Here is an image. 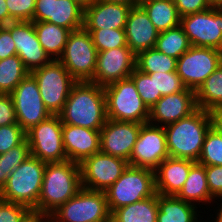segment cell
Here are the masks:
<instances>
[{
  "label": "cell",
  "mask_w": 222,
  "mask_h": 222,
  "mask_svg": "<svg viewBox=\"0 0 222 222\" xmlns=\"http://www.w3.org/2000/svg\"><path fill=\"white\" fill-rule=\"evenodd\" d=\"M103 88L108 119L140 124L148 123L150 109L142 101L136 85L130 77Z\"/></svg>",
  "instance_id": "cell-6"
},
{
  "label": "cell",
  "mask_w": 222,
  "mask_h": 222,
  "mask_svg": "<svg viewBox=\"0 0 222 222\" xmlns=\"http://www.w3.org/2000/svg\"><path fill=\"white\" fill-rule=\"evenodd\" d=\"M159 32L180 25L181 16L173 0H151L140 5Z\"/></svg>",
  "instance_id": "cell-29"
},
{
  "label": "cell",
  "mask_w": 222,
  "mask_h": 222,
  "mask_svg": "<svg viewBox=\"0 0 222 222\" xmlns=\"http://www.w3.org/2000/svg\"><path fill=\"white\" fill-rule=\"evenodd\" d=\"M46 217V214L31 209L20 222H42Z\"/></svg>",
  "instance_id": "cell-47"
},
{
  "label": "cell",
  "mask_w": 222,
  "mask_h": 222,
  "mask_svg": "<svg viewBox=\"0 0 222 222\" xmlns=\"http://www.w3.org/2000/svg\"><path fill=\"white\" fill-rule=\"evenodd\" d=\"M105 1L113 2V3H120V4L130 5V6L137 5V0H105Z\"/></svg>",
  "instance_id": "cell-50"
},
{
  "label": "cell",
  "mask_w": 222,
  "mask_h": 222,
  "mask_svg": "<svg viewBox=\"0 0 222 222\" xmlns=\"http://www.w3.org/2000/svg\"><path fill=\"white\" fill-rule=\"evenodd\" d=\"M177 197L195 206H197V202L199 204L202 202L204 205L212 202L214 197L211 195L208 187L204 165L196 162L190 168L188 177Z\"/></svg>",
  "instance_id": "cell-26"
},
{
  "label": "cell",
  "mask_w": 222,
  "mask_h": 222,
  "mask_svg": "<svg viewBox=\"0 0 222 222\" xmlns=\"http://www.w3.org/2000/svg\"><path fill=\"white\" fill-rule=\"evenodd\" d=\"M132 6L96 0L84 10L85 29H124Z\"/></svg>",
  "instance_id": "cell-23"
},
{
  "label": "cell",
  "mask_w": 222,
  "mask_h": 222,
  "mask_svg": "<svg viewBox=\"0 0 222 222\" xmlns=\"http://www.w3.org/2000/svg\"><path fill=\"white\" fill-rule=\"evenodd\" d=\"M210 111L198 108L188 117L164 127L169 157L198 161L208 130Z\"/></svg>",
  "instance_id": "cell-3"
},
{
  "label": "cell",
  "mask_w": 222,
  "mask_h": 222,
  "mask_svg": "<svg viewBox=\"0 0 222 222\" xmlns=\"http://www.w3.org/2000/svg\"><path fill=\"white\" fill-rule=\"evenodd\" d=\"M77 3L82 9L90 7L96 0H73Z\"/></svg>",
  "instance_id": "cell-49"
},
{
  "label": "cell",
  "mask_w": 222,
  "mask_h": 222,
  "mask_svg": "<svg viewBox=\"0 0 222 222\" xmlns=\"http://www.w3.org/2000/svg\"><path fill=\"white\" fill-rule=\"evenodd\" d=\"M191 44L183 28L179 25L159 33L154 48L159 52L178 59L185 53Z\"/></svg>",
  "instance_id": "cell-33"
},
{
  "label": "cell",
  "mask_w": 222,
  "mask_h": 222,
  "mask_svg": "<svg viewBox=\"0 0 222 222\" xmlns=\"http://www.w3.org/2000/svg\"><path fill=\"white\" fill-rule=\"evenodd\" d=\"M10 96L17 123L25 132L52 115L45 107L38 83L31 73L16 86Z\"/></svg>",
  "instance_id": "cell-12"
},
{
  "label": "cell",
  "mask_w": 222,
  "mask_h": 222,
  "mask_svg": "<svg viewBox=\"0 0 222 222\" xmlns=\"http://www.w3.org/2000/svg\"><path fill=\"white\" fill-rule=\"evenodd\" d=\"M58 115L63 124L101 130L108 120L104 88L90 81L76 82Z\"/></svg>",
  "instance_id": "cell-1"
},
{
  "label": "cell",
  "mask_w": 222,
  "mask_h": 222,
  "mask_svg": "<svg viewBox=\"0 0 222 222\" xmlns=\"http://www.w3.org/2000/svg\"><path fill=\"white\" fill-rule=\"evenodd\" d=\"M197 107L206 111L222 105V65L195 91Z\"/></svg>",
  "instance_id": "cell-30"
},
{
  "label": "cell",
  "mask_w": 222,
  "mask_h": 222,
  "mask_svg": "<svg viewBox=\"0 0 222 222\" xmlns=\"http://www.w3.org/2000/svg\"><path fill=\"white\" fill-rule=\"evenodd\" d=\"M143 124L108 119L100 130V151L129 163Z\"/></svg>",
  "instance_id": "cell-18"
},
{
  "label": "cell",
  "mask_w": 222,
  "mask_h": 222,
  "mask_svg": "<svg viewBox=\"0 0 222 222\" xmlns=\"http://www.w3.org/2000/svg\"><path fill=\"white\" fill-rule=\"evenodd\" d=\"M197 109L196 95L192 89L164 95L150 109L148 123L165 127L182 118L188 117Z\"/></svg>",
  "instance_id": "cell-20"
},
{
  "label": "cell",
  "mask_w": 222,
  "mask_h": 222,
  "mask_svg": "<svg viewBox=\"0 0 222 222\" xmlns=\"http://www.w3.org/2000/svg\"><path fill=\"white\" fill-rule=\"evenodd\" d=\"M148 75L150 77H155V104L164 95L175 94L188 89L177 72H156Z\"/></svg>",
  "instance_id": "cell-37"
},
{
  "label": "cell",
  "mask_w": 222,
  "mask_h": 222,
  "mask_svg": "<svg viewBox=\"0 0 222 222\" xmlns=\"http://www.w3.org/2000/svg\"><path fill=\"white\" fill-rule=\"evenodd\" d=\"M42 222H54L49 216H47Z\"/></svg>",
  "instance_id": "cell-54"
},
{
  "label": "cell",
  "mask_w": 222,
  "mask_h": 222,
  "mask_svg": "<svg viewBox=\"0 0 222 222\" xmlns=\"http://www.w3.org/2000/svg\"><path fill=\"white\" fill-rule=\"evenodd\" d=\"M62 125L59 115H51L27 131L30 155L45 163L66 161Z\"/></svg>",
  "instance_id": "cell-10"
},
{
  "label": "cell",
  "mask_w": 222,
  "mask_h": 222,
  "mask_svg": "<svg viewBox=\"0 0 222 222\" xmlns=\"http://www.w3.org/2000/svg\"><path fill=\"white\" fill-rule=\"evenodd\" d=\"M197 163L204 166H222V134L213 127L206 134Z\"/></svg>",
  "instance_id": "cell-35"
},
{
  "label": "cell",
  "mask_w": 222,
  "mask_h": 222,
  "mask_svg": "<svg viewBox=\"0 0 222 222\" xmlns=\"http://www.w3.org/2000/svg\"><path fill=\"white\" fill-rule=\"evenodd\" d=\"M97 52L107 51L119 47H128L124 29H86Z\"/></svg>",
  "instance_id": "cell-36"
},
{
  "label": "cell",
  "mask_w": 222,
  "mask_h": 222,
  "mask_svg": "<svg viewBox=\"0 0 222 222\" xmlns=\"http://www.w3.org/2000/svg\"><path fill=\"white\" fill-rule=\"evenodd\" d=\"M110 213L132 203L152 197L155 193V171L128 165L122 175L104 191Z\"/></svg>",
  "instance_id": "cell-5"
},
{
  "label": "cell",
  "mask_w": 222,
  "mask_h": 222,
  "mask_svg": "<svg viewBox=\"0 0 222 222\" xmlns=\"http://www.w3.org/2000/svg\"><path fill=\"white\" fill-rule=\"evenodd\" d=\"M180 26L191 46L222 51V8L211 7L203 12L182 16Z\"/></svg>",
  "instance_id": "cell-13"
},
{
  "label": "cell",
  "mask_w": 222,
  "mask_h": 222,
  "mask_svg": "<svg viewBox=\"0 0 222 222\" xmlns=\"http://www.w3.org/2000/svg\"><path fill=\"white\" fill-rule=\"evenodd\" d=\"M135 68L136 55L129 47L98 52L94 77L90 82L105 87L129 78Z\"/></svg>",
  "instance_id": "cell-16"
},
{
  "label": "cell",
  "mask_w": 222,
  "mask_h": 222,
  "mask_svg": "<svg viewBox=\"0 0 222 222\" xmlns=\"http://www.w3.org/2000/svg\"><path fill=\"white\" fill-rule=\"evenodd\" d=\"M128 161L101 151L85 158L80 163L82 188L105 191L122 175Z\"/></svg>",
  "instance_id": "cell-14"
},
{
  "label": "cell",
  "mask_w": 222,
  "mask_h": 222,
  "mask_svg": "<svg viewBox=\"0 0 222 222\" xmlns=\"http://www.w3.org/2000/svg\"><path fill=\"white\" fill-rule=\"evenodd\" d=\"M97 53L90 33L83 27L70 32L58 61L77 82L91 81L96 69Z\"/></svg>",
  "instance_id": "cell-8"
},
{
  "label": "cell",
  "mask_w": 222,
  "mask_h": 222,
  "mask_svg": "<svg viewBox=\"0 0 222 222\" xmlns=\"http://www.w3.org/2000/svg\"><path fill=\"white\" fill-rule=\"evenodd\" d=\"M33 22H50L70 31L83 28L84 9L73 0H36Z\"/></svg>",
  "instance_id": "cell-19"
},
{
  "label": "cell",
  "mask_w": 222,
  "mask_h": 222,
  "mask_svg": "<svg viewBox=\"0 0 222 222\" xmlns=\"http://www.w3.org/2000/svg\"><path fill=\"white\" fill-rule=\"evenodd\" d=\"M38 83L45 107L52 115H58L67 101L73 85L77 82L58 60L31 72Z\"/></svg>",
  "instance_id": "cell-9"
},
{
  "label": "cell",
  "mask_w": 222,
  "mask_h": 222,
  "mask_svg": "<svg viewBox=\"0 0 222 222\" xmlns=\"http://www.w3.org/2000/svg\"><path fill=\"white\" fill-rule=\"evenodd\" d=\"M221 65V50L191 46L177 59L176 72L188 89L196 91Z\"/></svg>",
  "instance_id": "cell-11"
},
{
  "label": "cell",
  "mask_w": 222,
  "mask_h": 222,
  "mask_svg": "<svg viewBox=\"0 0 222 222\" xmlns=\"http://www.w3.org/2000/svg\"><path fill=\"white\" fill-rule=\"evenodd\" d=\"M9 24V11L5 0H0V26Z\"/></svg>",
  "instance_id": "cell-48"
},
{
  "label": "cell",
  "mask_w": 222,
  "mask_h": 222,
  "mask_svg": "<svg viewBox=\"0 0 222 222\" xmlns=\"http://www.w3.org/2000/svg\"><path fill=\"white\" fill-rule=\"evenodd\" d=\"M26 139V132L18 125L0 126V155L20 145Z\"/></svg>",
  "instance_id": "cell-40"
},
{
  "label": "cell",
  "mask_w": 222,
  "mask_h": 222,
  "mask_svg": "<svg viewBox=\"0 0 222 222\" xmlns=\"http://www.w3.org/2000/svg\"><path fill=\"white\" fill-rule=\"evenodd\" d=\"M62 139L67 160L81 163L100 151V130L62 125Z\"/></svg>",
  "instance_id": "cell-21"
},
{
  "label": "cell",
  "mask_w": 222,
  "mask_h": 222,
  "mask_svg": "<svg viewBox=\"0 0 222 222\" xmlns=\"http://www.w3.org/2000/svg\"><path fill=\"white\" fill-rule=\"evenodd\" d=\"M205 172L210 193L217 200L222 197V166H205Z\"/></svg>",
  "instance_id": "cell-42"
},
{
  "label": "cell",
  "mask_w": 222,
  "mask_h": 222,
  "mask_svg": "<svg viewBox=\"0 0 222 222\" xmlns=\"http://www.w3.org/2000/svg\"><path fill=\"white\" fill-rule=\"evenodd\" d=\"M39 43L52 60H58L67 43L70 30L50 22H33Z\"/></svg>",
  "instance_id": "cell-27"
},
{
  "label": "cell",
  "mask_w": 222,
  "mask_h": 222,
  "mask_svg": "<svg viewBox=\"0 0 222 222\" xmlns=\"http://www.w3.org/2000/svg\"><path fill=\"white\" fill-rule=\"evenodd\" d=\"M29 73L18 55L0 60V94H11Z\"/></svg>",
  "instance_id": "cell-32"
},
{
  "label": "cell",
  "mask_w": 222,
  "mask_h": 222,
  "mask_svg": "<svg viewBox=\"0 0 222 222\" xmlns=\"http://www.w3.org/2000/svg\"><path fill=\"white\" fill-rule=\"evenodd\" d=\"M29 156L30 147L27 139L0 155V191L6 185L10 174Z\"/></svg>",
  "instance_id": "cell-34"
},
{
  "label": "cell",
  "mask_w": 222,
  "mask_h": 222,
  "mask_svg": "<svg viewBox=\"0 0 222 222\" xmlns=\"http://www.w3.org/2000/svg\"><path fill=\"white\" fill-rule=\"evenodd\" d=\"M17 55L14 40L10 31L4 26H0V60Z\"/></svg>",
  "instance_id": "cell-45"
},
{
  "label": "cell",
  "mask_w": 222,
  "mask_h": 222,
  "mask_svg": "<svg viewBox=\"0 0 222 222\" xmlns=\"http://www.w3.org/2000/svg\"><path fill=\"white\" fill-rule=\"evenodd\" d=\"M46 163L30 155L8 177L0 199L34 209L41 194Z\"/></svg>",
  "instance_id": "cell-4"
},
{
  "label": "cell",
  "mask_w": 222,
  "mask_h": 222,
  "mask_svg": "<svg viewBox=\"0 0 222 222\" xmlns=\"http://www.w3.org/2000/svg\"><path fill=\"white\" fill-rule=\"evenodd\" d=\"M177 59L151 48L136 56V68L145 74L176 72Z\"/></svg>",
  "instance_id": "cell-31"
},
{
  "label": "cell",
  "mask_w": 222,
  "mask_h": 222,
  "mask_svg": "<svg viewBox=\"0 0 222 222\" xmlns=\"http://www.w3.org/2000/svg\"><path fill=\"white\" fill-rule=\"evenodd\" d=\"M168 157L164 127L143 124L133 147L129 165L155 170Z\"/></svg>",
  "instance_id": "cell-15"
},
{
  "label": "cell",
  "mask_w": 222,
  "mask_h": 222,
  "mask_svg": "<svg viewBox=\"0 0 222 222\" xmlns=\"http://www.w3.org/2000/svg\"><path fill=\"white\" fill-rule=\"evenodd\" d=\"M209 2L214 8H222V0H209Z\"/></svg>",
  "instance_id": "cell-51"
},
{
  "label": "cell",
  "mask_w": 222,
  "mask_h": 222,
  "mask_svg": "<svg viewBox=\"0 0 222 222\" xmlns=\"http://www.w3.org/2000/svg\"><path fill=\"white\" fill-rule=\"evenodd\" d=\"M148 1H151V0H137V5L140 6L141 4H144Z\"/></svg>",
  "instance_id": "cell-53"
},
{
  "label": "cell",
  "mask_w": 222,
  "mask_h": 222,
  "mask_svg": "<svg viewBox=\"0 0 222 222\" xmlns=\"http://www.w3.org/2000/svg\"><path fill=\"white\" fill-rule=\"evenodd\" d=\"M9 11V23L33 21L36 0H5Z\"/></svg>",
  "instance_id": "cell-39"
},
{
  "label": "cell",
  "mask_w": 222,
  "mask_h": 222,
  "mask_svg": "<svg viewBox=\"0 0 222 222\" xmlns=\"http://www.w3.org/2000/svg\"><path fill=\"white\" fill-rule=\"evenodd\" d=\"M130 78L135 83L142 101L151 109L155 105V77H150L135 68Z\"/></svg>",
  "instance_id": "cell-38"
},
{
  "label": "cell",
  "mask_w": 222,
  "mask_h": 222,
  "mask_svg": "<svg viewBox=\"0 0 222 222\" xmlns=\"http://www.w3.org/2000/svg\"><path fill=\"white\" fill-rule=\"evenodd\" d=\"M196 162L190 159L166 158L155 171L156 193L177 196L182 190L190 168Z\"/></svg>",
  "instance_id": "cell-24"
},
{
  "label": "cell",
  "mask_w": 222,
  "mask_h": 222,
  "mask_svg": "<svg viewBox=\"0 0 222 222\" xmlns=\"http://www.w3.org/2000/svg\"><path fill=\"white\" fill-rule=\"evenodd\" d=\"M18 124L10 94H0V126Z\"/></svg>",
  "instance_id": "cell-44"
},
{
  "label": "cell",
  "mask_w": 222,
  "mask_h": 222,
  "mask_svg": "<svg viewBox=\"0 0 222 222\" xmlns=\"http://www.w3.org/2000/svg\"><path fill=\"white\" fill-rule=\"evenodd\" d=\"M30 210L25 205L0 199V222H20Z\"/></svg>",
  "instance_id": "cell-41"
},
{
  "label": "cell",
  "mask_w": 222,
  "mask_h": 222,
  "mask_svg": "<svg viewBox=\"0 0 222 222\" xmlns=\"http://www.w3.org/2000/svg\"><path fill=\"white\" fill-rule=\"evenodd\" d=\"M179 15L185 16L208 10L212 6L209 0H173Z\"/></svg>",
  "instance_id": "cell-43"
},
{
  "label": "cell",
  "mask_w": 222,
  "mask_h": 222,
  "mask_svg": "<svg viewBox=\"0 0 222 222\" xmlns=\"http://www.w3.org/2000/svg\"><path fill=\"white\" fill-rule=\"evenodd\" d=\"M49 217L54 222H108L111 213L105 192L82 188Z\"/></svg>",
  "instance_id": "cell-7"
},
{
  "label": "cell",
  "mask_w": 222,
  "mask_h": 222,
  "mask_svg": "<svg viewBox=\"0 0 222 222\" xmlns=\"http://www.w3.org/2000/svg\"><path fill=\"white\" fill-rule=\"evenodd\" d=\"M127 46L137 56L140 52L154 48L159 31L141 6H132L125 25Z\"/></svg>",
  "instance_id": "cell-22"
},
{
  "label": "cell",
  "mask_w": 222,
  "mask_h": 222,
  "mask_svg": "<svg viewBox=\"0 0 222 222\" xmlns=\"http://www.w3.org/2000/svg\"><path fill=\"white\" fill-rule=\"evenodd\" d=\"M4 26L10 31L17 55L30 73L52 61L39 43L33 21L10 22Z\"/></svg>",
  "instance_id": "cell-17"
},
{
  "label": "cell",
  "mask_w": 222,
  "mask_h": 222,
  "mask_svg": "<svg viewBox=\"0 0 222 222\" xmlns=\"http://www.w3.org/2000/svg\"><path fill=\"white\" fill-rule=\"evenodd\" d=\"M82 189L80 164L69 160L46 163L41 194L33 209L49 216Z\"/></svg>",
  "instance_id": "cell-2"
},
{
  "label": "cell",
  "mask_w": 222,
  "mask_h": 222,
  "mask_svg": "<svg viewBox=\"0 0 222 222\" xmlns=\"http://www.w3.org/2000/svg\"><path fill=\"white\" fill-rule=\"evenodd\" d=\"M157 222H199L197 206L179 199L157 193Z\"/></svg>",
  "instance_id": "cell-25"
},
{
  "label": "cell",
  "mask_w": 222,
  "mask_h": 222,
  "mask_svg": "<svg viewBox=\"0 0 222 222\" xmlns=\"http://www.w3.org/2000/svg\"><path fill=\"white\" fill-rule=\"evenodd\" d=\"M222 199V197H220ZM220 208L217 210V214L215 215L216 216V221L215 222H222V203L219 205Z\"/></svg>",
  "instance_id": "cell-52"
},
{
  "label": "cell",
  "mask_w": 222,
  "mask_h": 222,
  "mask_svg": "<svg viewBox=\"0 0 222 222\" xmlns=\"http://www.w3.org/2000/svg\"><path fill=\"white\" fill-rule=\"evenodd\" d=\"M157 193L152 197L126 205L111 213L112 222H157Z\"/></svg>",
  "instance_id": "cell-28"
},
{
  "label": "cell",
  "mask_w": 222,
  "mask_h": 222,
  "mask_svg": "<svg viewBox=\"0 0 222 222\" xmlns=\"http://www.w3.org/2000/svg\"><path fill=\"white\" fill-rule=\"evenodd\" d=\"M212 127L222 134V105L213 108L210 111Z\"/></svg>",
  "instance_id": "cell-46"
}]
</instances>
